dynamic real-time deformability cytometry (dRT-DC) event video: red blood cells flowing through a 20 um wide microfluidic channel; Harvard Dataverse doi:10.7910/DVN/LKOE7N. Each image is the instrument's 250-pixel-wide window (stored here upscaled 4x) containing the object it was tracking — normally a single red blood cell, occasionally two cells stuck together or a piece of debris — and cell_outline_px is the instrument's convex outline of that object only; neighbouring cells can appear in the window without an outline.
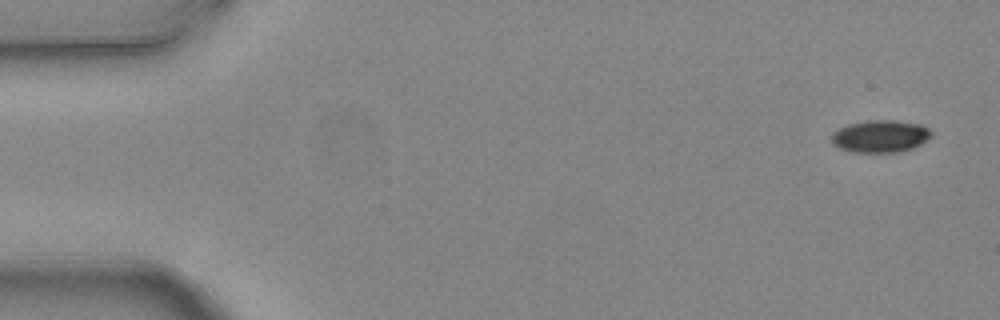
{"species": "common noctule bat (a hibernating species)", "species_latin": "Nyctalus noctula", "temperature_condition": "warm", "stored_images_in_passage": 4, "camera_frame_rate_fps": 3000, "um_per_image_px": 0.085, "animal": {"sex": "female", "body_mass_g": 24.6, "forearm_length_mm": 56.2}, "frame": {"image": 1, "passage_image": 1, "time_ms": 0.0, "image_size_px": [1000, 320], "cell_outline_px": [[932, 136], [928, 140], [912, 148], [900, 152], [852, 152], [840, 148], [832, 144], [832, 132], [848, 124], [872, 120], [892, 120], [920, 124], [928, 128]], "centroid_in_image_um": [74.83, 11.59], "position_along_channel_um": 10.2, "area_um2": 18.73}}